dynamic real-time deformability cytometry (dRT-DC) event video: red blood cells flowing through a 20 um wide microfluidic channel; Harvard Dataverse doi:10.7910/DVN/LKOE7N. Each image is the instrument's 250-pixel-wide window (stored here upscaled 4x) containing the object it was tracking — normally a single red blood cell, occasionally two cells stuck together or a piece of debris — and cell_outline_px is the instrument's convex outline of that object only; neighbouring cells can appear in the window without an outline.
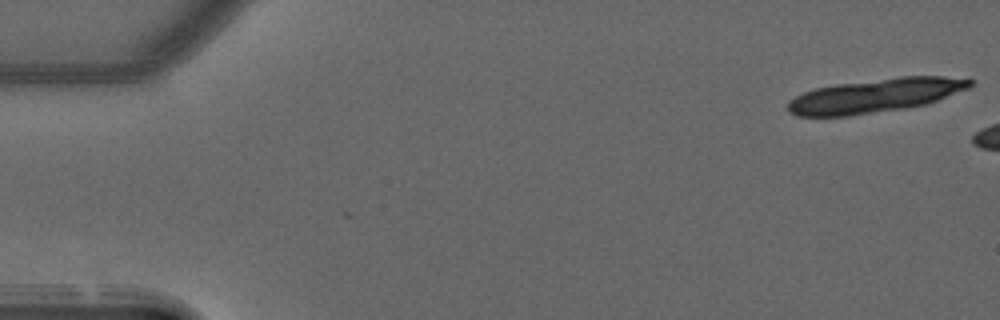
{"species": "common noctule bat (a hibernating species)", "species_latin": "Nyctalus noctula", "temperature_condition": "warm", "stored_images_in_passage": 17, "camera_frame_rate_fps": 3000, "um_per_image_px": 0.085, "animal": {"sex": "male", "forearm_length_mm": 52.5}, "frame": {"image": 1, "passage_image": 1, "time_ms": 0.0, "image_size_px": [1000, 320], "cell_outline_px": [[976, 80], [972, 88], [924, 104], [904, 108], [848, 116], [796, 116], [788, 112], [788, 100], [804, 92], [816, 88], [836, 84], [900, 76], [944, 76]], "centroid_in_image_um": [74.43, 8.11], "position_along_channel_um": 10.6, "area_um2": 36.01}}